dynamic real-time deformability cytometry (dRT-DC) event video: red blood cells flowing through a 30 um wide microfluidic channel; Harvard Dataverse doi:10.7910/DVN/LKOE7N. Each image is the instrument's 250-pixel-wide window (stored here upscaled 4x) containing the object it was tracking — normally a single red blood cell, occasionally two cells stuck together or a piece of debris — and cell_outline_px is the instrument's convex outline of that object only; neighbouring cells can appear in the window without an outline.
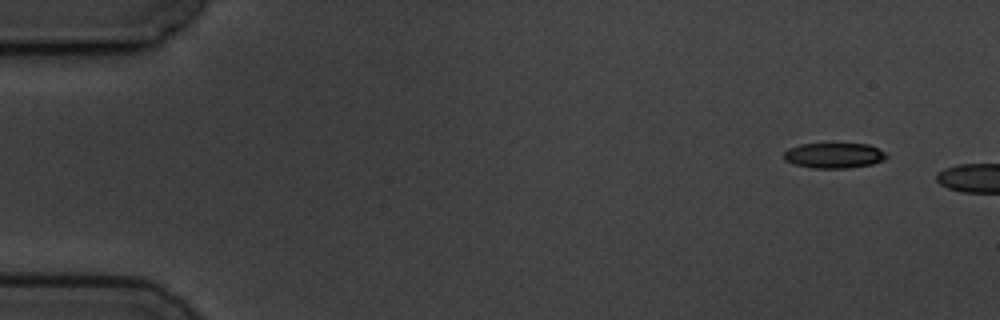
{"species": "common noctule bat (a hibernating species)", "species_latin": "Nyctalus noctula", "temperature_condition": "cold", "stored_images_in_passage": 4, "camera_frame_rate_fps": 3000, "um_per_image_px": 0.085, "animal": {"sex": "male", "body_mass_g": 19.5, "forearm_length_mm": 54.6}, "frame": {"image": 1, "passage_image": 1, "time_ms": 0.0, "image_size_px": [1000, 320], "cell_outline_px": [[888, 156], [884, 160], [872, 164], [848, 168], [812, 168], [792, 164], [784, 160], [784, 152], [788, 148], [800, 144], [868, 144], [884, 152]], "centroid_in_image_um": [70.85, 13.22], "position_along_channel_um": 14.1, "area_um2": 15.14}}